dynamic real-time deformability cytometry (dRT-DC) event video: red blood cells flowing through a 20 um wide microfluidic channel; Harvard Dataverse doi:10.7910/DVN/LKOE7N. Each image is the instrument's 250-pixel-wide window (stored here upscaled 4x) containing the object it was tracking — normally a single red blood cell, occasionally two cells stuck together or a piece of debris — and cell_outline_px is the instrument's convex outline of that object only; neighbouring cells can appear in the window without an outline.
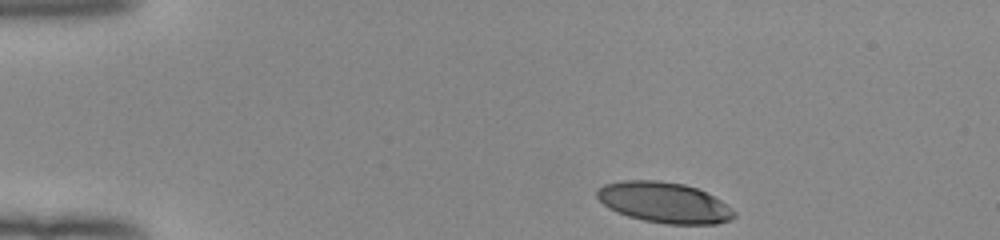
{"species": "human", "species_latin": "Homo sapiens", "temperature_condition": "room temperature", "stored_images_in_passage": 44, "camera_frame_rate_fps": 3000, "um_per_image_px": 0.085, "donor": {"sex": "female"}, "frame": {"image": 1, "passage_image": 1, "time_ms": 0.0, "image_size_px": [1000, 240], "cell_outline_px": [[736, 216], [732, 220], [716, 224], [668, 224], [644, 220], [628, 216], [608, 208], [596, 196], [596, 188], [604, 184], [624, 180], [656, 180], [684, 184], [696, 188], [720, 200], [732, 208], [736, 212]], "centroid_in_image_um": [56.45, 17.21], "position_along_channel_um": 28.5, "area_um2": 32.48}}
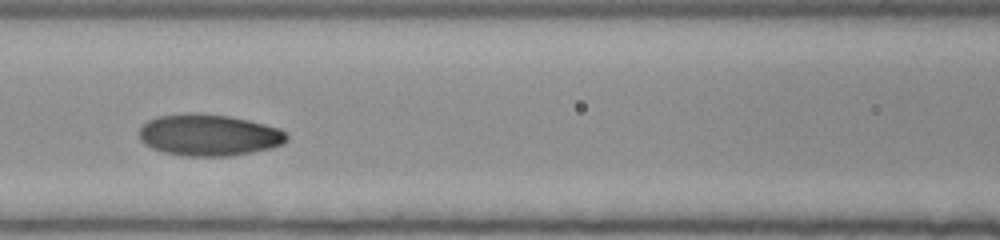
{"frame": {"image": 2, "passage_image": 16, "time_ms": 5.0, "image_size_px": [1000, 240], "cell_outline_px": [[288, 140], [284, 144], [272, 148], [252, 152], [228, 156], [188, 156], [164, 152], [152, 148], [144, 144], [140, 140], [140, 128], [148, 120], [156, 116], [184, 112], [196, 112], [228, 116], [248, 120], [280, 128], [288, 132]], "centroid_in_image_um": [17.78, 11.47], "position_along_channel_um": 148.8, "area_um2": 36.13}}
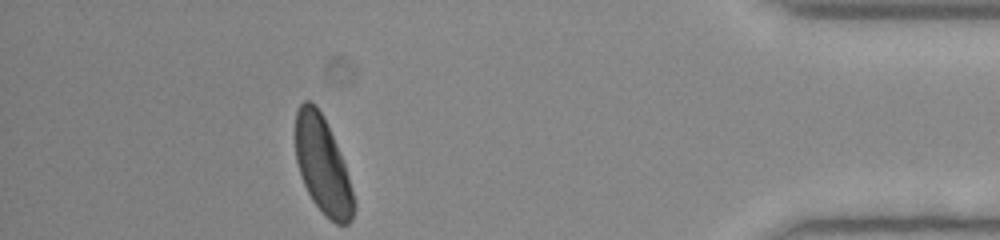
{"frame": {"image": 3, "passage_image": 39, "time_ms": 12.667, "image_size_px": [1000, 240], "cell_outline_px": [[356, 208], [352, 220], [348, 224], [336, 224], [312, 200], [304, 184], [296, 160], [296, 112], [300, 104], [304, 100], [308, 100], [316, 104], [324, 116], [340, 152], [348, 176], [356, 204]], "centroid_in_image_um": [27.44, 14.03], "position_along_channel_um": 407.8, "area_um2": 32.66}, "authors_computed_cell_mechanics": {"area_um2": 33.8708, "velocity_mm_per_s": 3.9581, "shape_relaxation_time_tau1_ms": 2.9666, "shape_relaxation_time_tau2_ms": 2.5509, "deformation_change_tau1": 0.1428, "deformation_change_tau2": 0.0715}}